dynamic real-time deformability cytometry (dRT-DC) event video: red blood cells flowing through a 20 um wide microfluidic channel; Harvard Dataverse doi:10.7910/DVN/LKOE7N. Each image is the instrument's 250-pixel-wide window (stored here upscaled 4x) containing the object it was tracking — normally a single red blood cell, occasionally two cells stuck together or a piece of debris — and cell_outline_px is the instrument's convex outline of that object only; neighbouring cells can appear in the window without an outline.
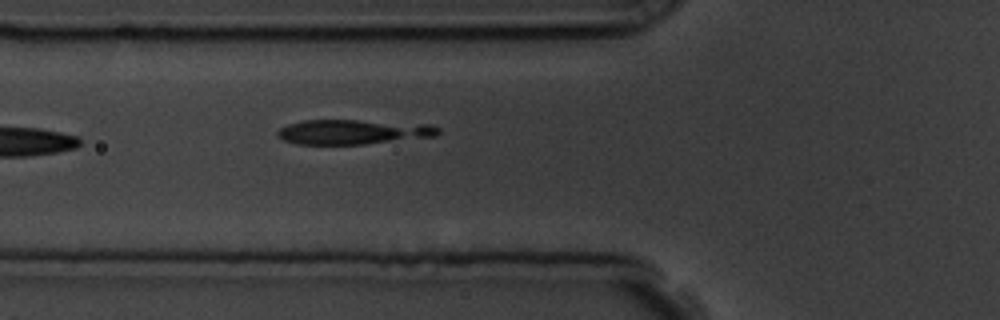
{"species": "common noctule bat (a hibernating species)", "species_latin": "Nyctalus noctula", "temperature_condition": "room temperature", "stored_images_in_passage": 4, "camera_frame_rate_fps": 3000, "um_per_image_px": 0.085, "animal": {"sex": "male", "body_mass_g": 19.5, "forearm_length_mm": 54.6}, "frame": {"image": 1, "passage_image": 4, "time_ms": 3.667, "image_size_px": [1000, 320], "cell_outline_px": [[440, 132], [436, 136], [364, 144], [296, 144], [284, 140], [276, 136], [276, 132], [280, 128], [288, 124], [304, 120], [356, 120], [432, 124], [440, 128]], "centroid_in_image_um": [30.02, 11.21], "position_along_channel_um": 95.8, "area_um2": 23.24}}